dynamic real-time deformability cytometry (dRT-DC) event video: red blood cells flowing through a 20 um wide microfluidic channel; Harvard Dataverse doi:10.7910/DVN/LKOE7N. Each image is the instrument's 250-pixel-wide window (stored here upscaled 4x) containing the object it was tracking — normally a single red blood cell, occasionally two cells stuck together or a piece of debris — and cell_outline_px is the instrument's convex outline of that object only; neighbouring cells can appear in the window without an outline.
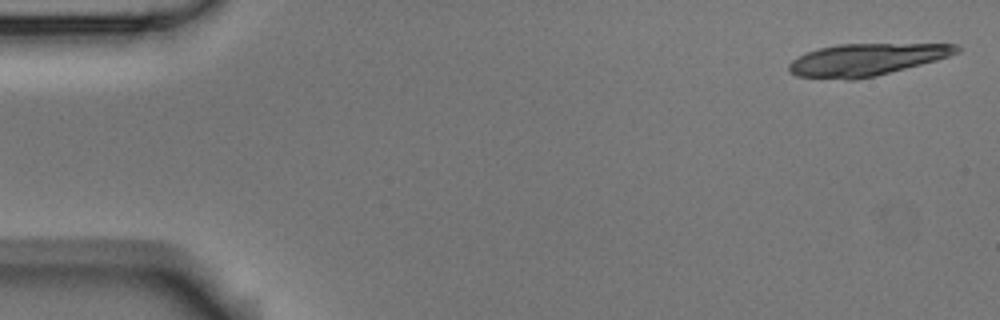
{"species": "Egyptian fruit bat (a non-hibernating species)", "species_latin": "Rousettus aegyptiacus", "temperature_condition": "room temperature", "stored_images_in_passage": 4, "camera_frame_rate_fps": 3000, "um_per_image_px": 0.085, "animal": {"sex": "male"}, "frame": {"image": 1, "passage_image": 1, "time_ms": 0.0, "image_size_px": [1000, 320], "cell_outline_px": [[960, 52], [936, 60], [876, 76], [856, 80], [844, 80], [796, 76], [788, 68], [788, 64], [792, 60], [808, 52], [820, 48], [840, 44], [956, 44], [960, 48]], "centroid_in_image_um": [73.63, 5.08], "position_along_channel_um": 11.4, "area_um2": 31.15}}